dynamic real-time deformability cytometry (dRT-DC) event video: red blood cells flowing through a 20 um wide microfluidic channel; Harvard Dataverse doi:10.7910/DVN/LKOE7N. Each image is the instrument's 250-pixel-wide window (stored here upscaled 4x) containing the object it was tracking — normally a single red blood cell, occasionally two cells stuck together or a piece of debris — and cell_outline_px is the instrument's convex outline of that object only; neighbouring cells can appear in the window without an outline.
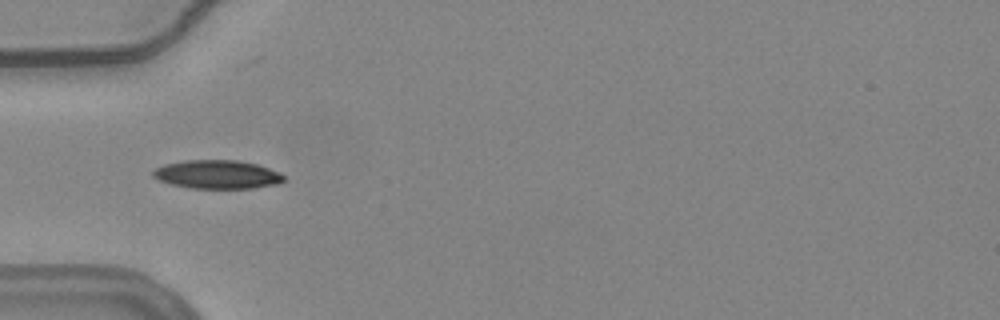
{"species": "common noctule bat (a hibernating species)", "species_latin": "Nyctalus noctula", "temperature_condition": "warm", "stored_images_in_passage": 36, "camera_frame_rate_fps": 3000, "um_per_image_px": 0.085, "animal": {"sex": "female", "body_mass_g": 24.6, "forearm_length_mm": 56.2}, "frame": {"image": 1, "passage_image": 1, "time_ms": 0.0, "image_size_px": [1000, 320], "cell_outline_px": [[284, 180], [276, 184], [252, 188], [192, 188], [172, 184], [160, 180], [152, 176], [152, 172], [156, 168], [164, 164], [184, 160], [236, 160], [260, 164], [280, 172], [284, 176]], "centroid_in_image_um": [18.49, 14.81], "position_along_channel_um": 66.5, "area_um2": 21.79}}
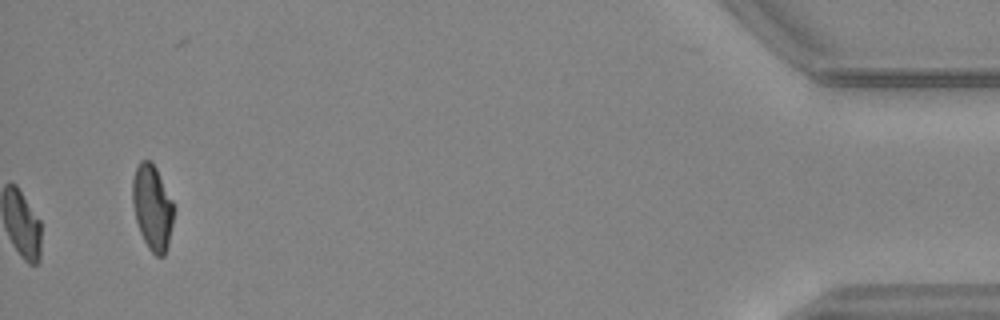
{"frame": {"image": 2, "passage_image": 36, "time_ms": 11.667, "image_size_px": [1000, 320], "cell_outline_px": [[176, 208], [168, 244], [164, 256], [156, 256], [148, 248], [140, 232], [136, 220], [132, 204], [132, 180], [136, 168], [140, 160], [152, 160]], "centroid_in_image_um": [12.96, 17.62], "position_along_channel_um": 422.2, "area_um2": 20.63}, "authors_computed_cell_mechanics": {"area_um2": 16.5019, "velocity_mm_per_s": 3.7336, "shape_relaxation_time_tau1_ms": null, "shape_relaxation_time_tau2_ms": 8.4829, "deformation_change_tau1": null, "deformation_change_tau2": 0.1551}}